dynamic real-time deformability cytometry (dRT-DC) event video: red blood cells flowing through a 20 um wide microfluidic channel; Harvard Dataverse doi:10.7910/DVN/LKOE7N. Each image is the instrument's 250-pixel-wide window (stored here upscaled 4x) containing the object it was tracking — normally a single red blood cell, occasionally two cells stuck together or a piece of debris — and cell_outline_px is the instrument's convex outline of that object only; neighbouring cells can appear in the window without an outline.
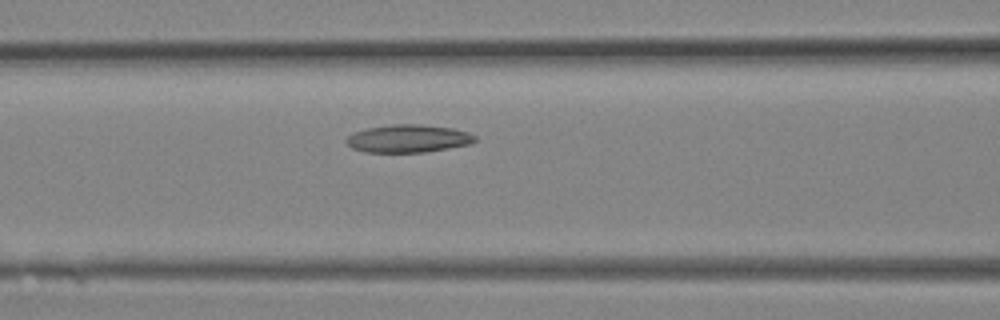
{"species": "Egyptian fruit bat (a non-hibernating species)", "species_latin": "Rousettus aegyptiacus", "temperature_condition": "room temperature", "stored_images_in_passage": 6, "camera_frame_rate_fps": 3000, "um_per_image_px": 0.085, "animal": {"sex": "female"}, "frame": {"image": 1, "passage_image": 4, "time_ms": 1.0, "image_size_px": [1000, 320], "cell_outline_px": [[476, 140], [472, 144], [424, 152], [364, 152], [352, 148], [344, 140], [352, 132], [368, 128], [392, 124], [420, 124], [452, 128], [468, 132], [476, 136]], "centroid_in_image_um": [34.69, 11.77], "position_along_channel_um": 131.9, "area_um2": 20.92}}
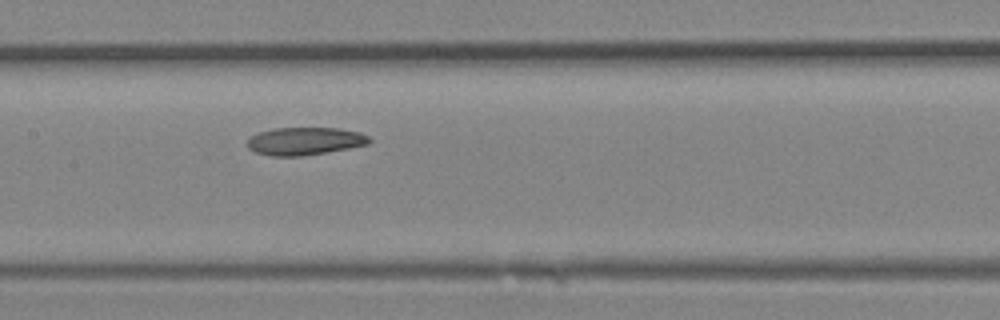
{"frame": {"image": 2, "passage_image": 6, "time_ms": 1.667, "image_size_px": [1000, 320], "cell_outline_px": [[372, 140], [368, 144], [348, 148], [300, 156], [268, 156], [256, 152], [248, 148], [248, 140], [252, 136], [260, 132], [272, 128], [336, 128], [360, 132], [368, 136]], "centroid_in_image_um": [25.9, 11.99], "position_along_channel_um": 181.5, "area_um2": 19.54}}